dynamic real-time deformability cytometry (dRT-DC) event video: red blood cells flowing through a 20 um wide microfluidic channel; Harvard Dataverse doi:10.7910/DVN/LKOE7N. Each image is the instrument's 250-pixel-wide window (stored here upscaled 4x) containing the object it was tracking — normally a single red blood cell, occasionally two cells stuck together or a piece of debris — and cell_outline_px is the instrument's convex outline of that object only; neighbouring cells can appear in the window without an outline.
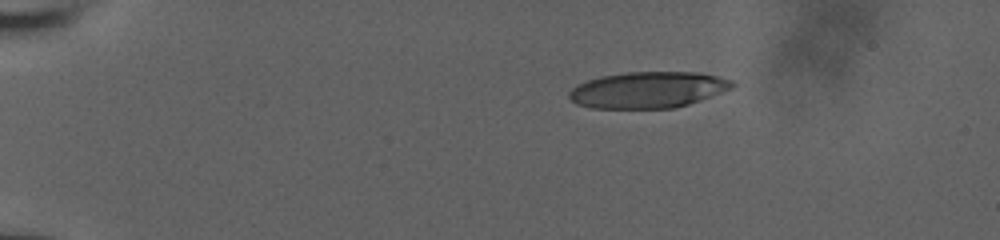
{"species": "human", "species_latin": "Homo sapiens", "temperature_condition": "room temperature", "stored_images_in_passage": 46, "camera_frame_rate_fps": 3000, "um_per_image_px": 0.085, "donor": {"sex": "male"}, "frame": {"image": 1, "passage_image": 1, "time_ms": 0.0, "image_size_px": [1000, 240], "cell_outline_px": [[736, 84], [732, 88], [700, 100], [688, 104], [672, 108], [592, 108], [576, 104], [568, 96], [568, 92], [572, 88], [588, 80], [600, 76], [628, 72], [700, 72], [732, 80]], "centroid_in_image_um": [55.08, 7.63], "position_along_channel_um": 29.9, "area_um2": 34.33}}
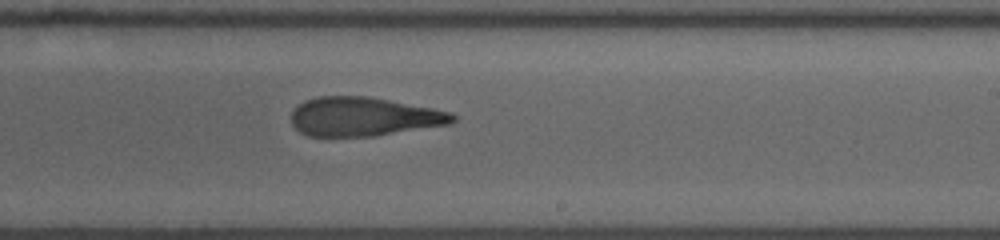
{"frame": {"image": 2, "passage_image": 26, "time_ms": 8.333, "image_size_px": [1000, 240], "cell_outline_px": [[456, 120], [448, 124], [372, 136], [308, 136], [300, 132], [292, 124], [292, 112], [304, 100], [316, 96], [368, 96], [432, 108], [452, 112], [456, 116]], "centroid_in_image_um": [30.9, 9.91], "position_along_channel_um": 258.1, "area_um2": 36.36}}
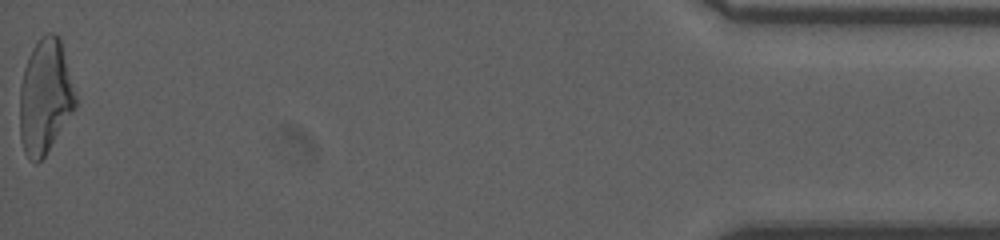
{"frame": {"image": 3, "passage_image": 46, "time_ms": 15.0, "image_size_px": [1000, 240], "cell_outline_px": [[76, 108], [44, 156], [36, 164], [28, 160], [24, 152], [20, 140], [20, 84], [24, 68], [28, 56], [32, 48], [40, 36], [48, 32], [52, 32], [60, 36], [76, 96]], "centroid_in_image_um": [3.82, 8.2], "position_along_channel_um": 431.4, "area_um2": 37.45}, "authors_computed_cell_mechanics": {"area_um2": 37.2232, "velocity_mm_per_s": 3.8926, "shape_relaxation_time_tau1_ms": null, "shape_relaxation_time_tau2_ms": 2.8419, "deformation_change_tau1": null, "deformation_change_tau2": 0.1393}}